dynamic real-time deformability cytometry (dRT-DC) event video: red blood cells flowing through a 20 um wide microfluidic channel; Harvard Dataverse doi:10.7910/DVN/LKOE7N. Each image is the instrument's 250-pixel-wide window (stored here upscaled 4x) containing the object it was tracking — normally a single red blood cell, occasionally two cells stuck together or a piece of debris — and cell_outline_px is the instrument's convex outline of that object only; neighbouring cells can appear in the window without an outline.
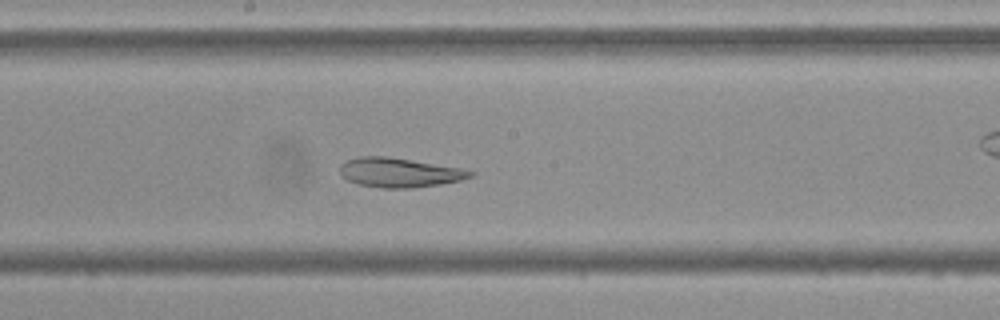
{"species": "Egyptian fruit bat (a non-hibernating species)", "species_latin": "Rousettus aegyptiacus", "temperature_condition": "cold", "stored_images_in_passage": 57, "camera_frame_rate_fps": 3000, "um_per_image_px": 0.085, "frame": {"image": 1, "passage_image": 30, "time_ms": 9.667, "image_size_px": [1000, 320], "cell_outline_px": [[476, 172], [472, 176], [460, 180], [440, 184], [412, 188], [380, 188], [360, 184], [348, 180], [340, 176], [340, 164], [348, 160], [360, 156], [388, 156], [460, 168]], "centroid_in_image_um": [33.92, 14.66], "position_along_channel_um": 214.3, "area_um2": 22.25}}
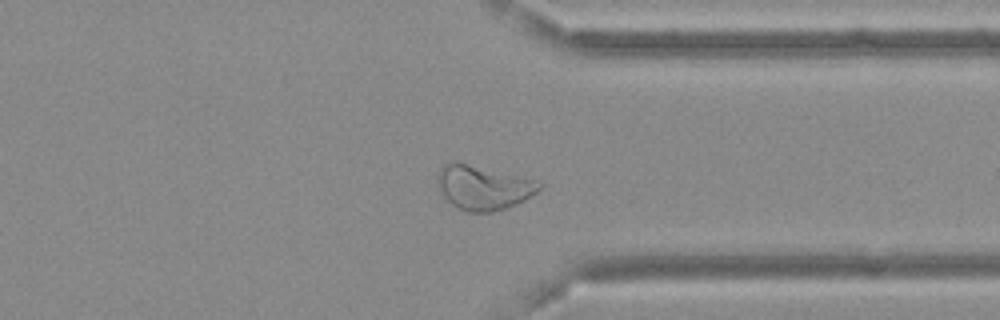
{"frame": {"image": 2, "passage_image": 43, "time_ms": 14.0, "image_size_px": [1000, 320], "cell_outline_px": [[544, 184], [536, 192], [524, 200], [516, 204], [492, 212], [468, 212], [452, 204], [444, 196], [436, 180], [436, 176], [440, 168], [444, 164], [452, 160], [456, 160], [536, 180]], "centroid_in_image_um": [41.05, 15.9], "position_along_channel_um": 370.3, "area_um2": 26.3}}
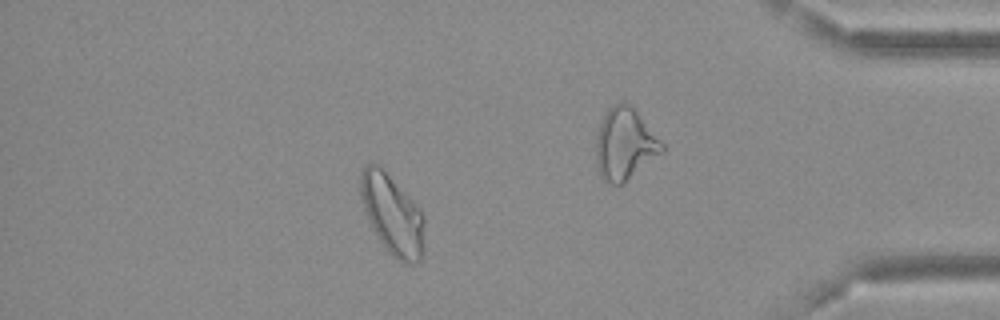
{"frame": {"image": 3, "passage_image": 49, "time_ms": 16.0, "image_size_px": [1000, 320], "cell_outline_px": [[424, 248], [420, 260], [416, 264], [404, 264], [392, 256], [388, 252], [372, 228], [368, 220], [360, 196], [360, 172], [364, 164], [376, 164], [420, 208], [424, 216]], "centroid_in_image_um": [33.35, 18.29], "position_along_channel_um": 401.8, "area_um2": 29.59}, "authors_computed_cell_mechanics": {"area_um2": 29.1312, "velocity_mm_per_s": 3.6356, "shape_relaxation_time_tau1_ms": null, "shape_relaxation_time_tau2_ms": 3.809, "deformation_change_tau1": null, "deformation_change_tau2": 0.1029}}